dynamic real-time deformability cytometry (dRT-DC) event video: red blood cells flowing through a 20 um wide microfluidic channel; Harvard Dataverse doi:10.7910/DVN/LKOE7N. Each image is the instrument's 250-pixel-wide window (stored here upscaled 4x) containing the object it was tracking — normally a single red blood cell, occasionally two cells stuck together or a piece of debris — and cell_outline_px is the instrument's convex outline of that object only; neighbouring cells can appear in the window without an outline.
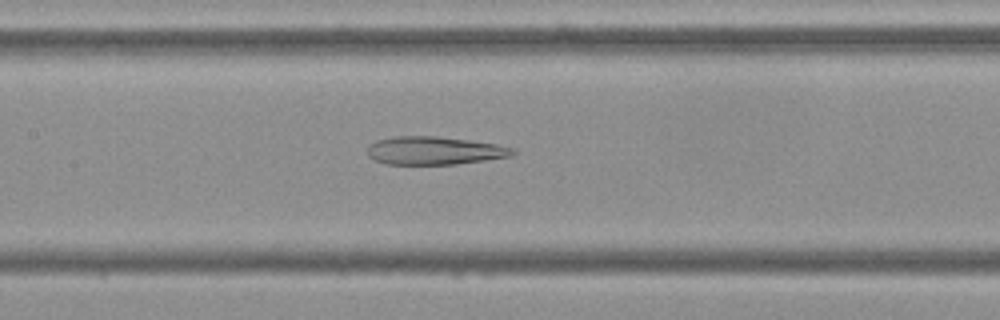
{"species": "Egyptian fruit bat (a non-hibernating species)", "species_latin": "Rousettus aegyptiacus", "temperature_condition": "cold", "stored_images_in_passage": 42, "camera_frame_rate_fps": 3000, "um_per_image_px": 0.085, "frame": {"image": 1, "passage_image": 13, "time_ms": 4.0, "image_size_px": [1000, 320], "cell_outline_px": [[516, 152], [512, 156], [456, 164], [384, 164], [368, 156], [368, 148], [376, 140], [396, 136], [436, 136], [468, 140], [496, 144], [516, 148]], "centroid_in_image_um": [36.95, 12.8], "position_along_channel_um": 170.5, "area_um2": 23.7}}
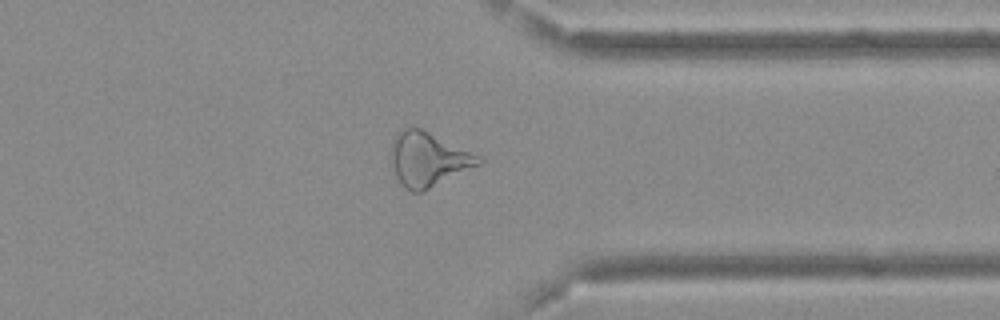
{"frame": {"image": 2, "passage_image": 30, "time_ms": 9.667, "image_size_px": [1000, 320], "cell_outline_px": [[484, 160], [480, 164], [424, 192], [412, 192], [404, 188], [400, 184], [396, 176], [388, 156], [392, 140], [404, 128], [420, 128], [484, 156]], "centroid_in_image_um": [36.4, 13.56], "position_along_channel_um": 375.0, "area_um2": 28.15}}
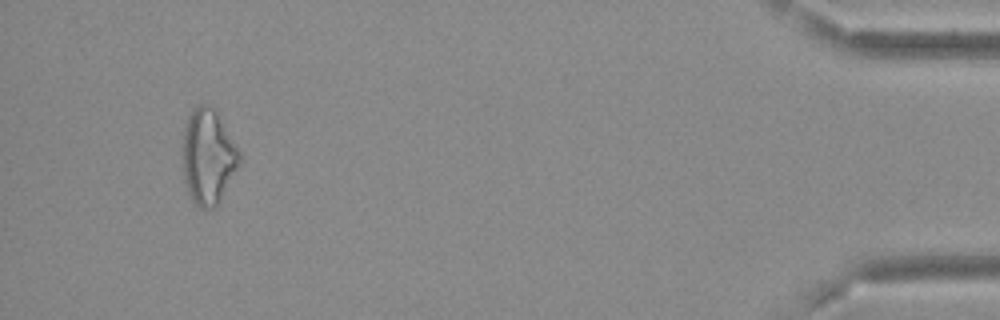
{"frame": {"image": 3, "passage_image": 39, "time_ms": 12.667, "image_size_px": [1000, 320], "cell_outline_px": [[240, 164], [216, 208], [200, 208], [192, 200], [188, 192], [184, 180], [184, 128], [188, 116], [200, 104], [208, 104], [216, 112], [240, 148]], "centroid_in_image_um": [17.72, 13.34], "position_along_channel_um": 417.5, "area_um2": 31.27}, "authors_computed_cell_mechanics": {"area_um2": 26.4724, "velocity_mm_per_s": 3.6855, "shape_relaxation_time_tau1_ms": null, "shape_relaxation_time_tau2_ms": 4.9501, "deformation_change_tau1": null, "deformation_change_tau2": 0.1737}}